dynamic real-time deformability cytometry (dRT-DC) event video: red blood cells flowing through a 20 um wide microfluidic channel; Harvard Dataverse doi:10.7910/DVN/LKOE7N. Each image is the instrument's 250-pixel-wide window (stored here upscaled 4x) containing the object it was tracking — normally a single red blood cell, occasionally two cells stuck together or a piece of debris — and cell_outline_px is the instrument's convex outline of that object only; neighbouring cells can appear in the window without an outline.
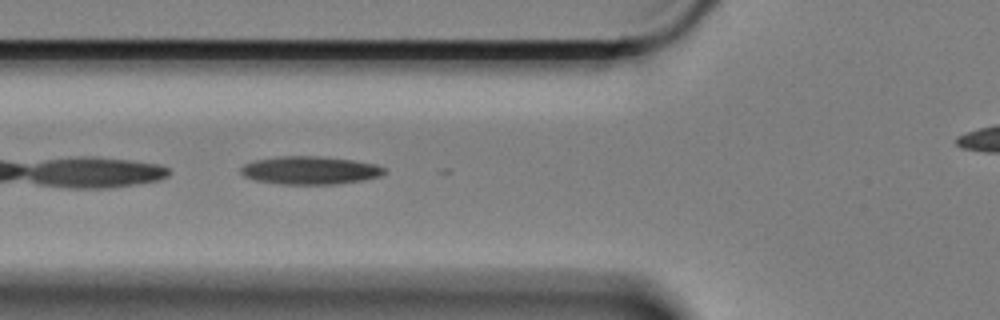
{"species": "Egyptian fruit bat (a non-hibernating species)", "species_latin": "Rousettus aegyptiacus", "temperature_condition": "cold", "stored_images_in_passage": 20, "camera_frame_rate_fps": 3000, "um_per_image_px": 0.085, "animal": {"sex": "female"}, "frame": {"image": 1, "passage_image": 4, "time_ms": 1.0, "image_size_px": [1000, 320], "cell_outline_px": [[384, 172], [380, 176], [364, 180], [336, 184], [280, 184], [256, 180], [244, 176], [240, 172], [240, 168], [244, 164], [256, 160], [280, 156], [312, 156], [352, 160], [376, 164], [384, 168]], "centroid_in_image_um": [26.33, 14.48], "position_along_channel_um": 99.5, "area_um2": 23.24}}
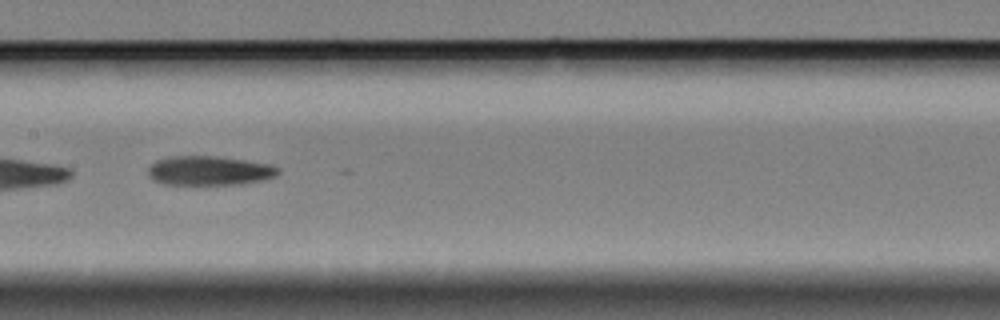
{"frame": {"image": 2, "passage_image": 12, "time_ms": 3.667, "image_size_px": [1000, 320], "cell_outline_px": [[280, 172], [276, 176], [244, 184], [160, 184], [152, 180], [148, 176], [148, 168], [156, 160], [172, 156], [212, 156], [268, 164], [280, 168]], "centroid_in_image_um": [17.74, 14.52], "position_along_channel_um": 189.7, "area_um2": 22.02}}